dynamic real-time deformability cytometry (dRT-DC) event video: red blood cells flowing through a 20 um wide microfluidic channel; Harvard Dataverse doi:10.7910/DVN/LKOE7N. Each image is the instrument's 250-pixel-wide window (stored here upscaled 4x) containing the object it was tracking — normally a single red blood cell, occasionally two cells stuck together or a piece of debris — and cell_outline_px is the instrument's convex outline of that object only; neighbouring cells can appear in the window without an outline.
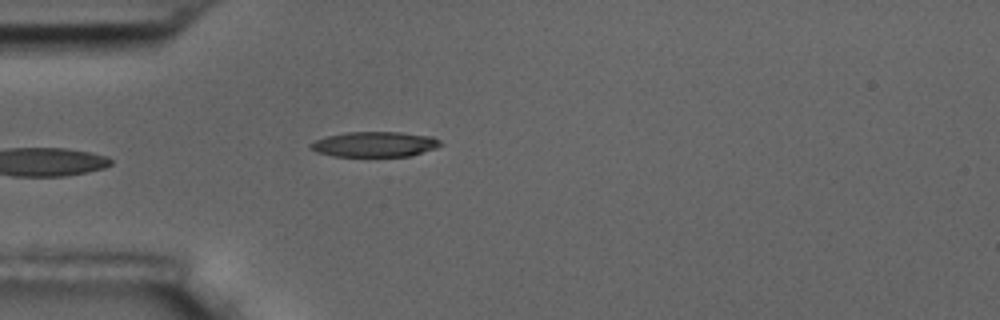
{"species": "common noctule bat (a hibernating species)", "species_latin": "Nyctalus noctula", "temperature_condition": "room temperature", "stored_images_in_passage": 6, "camera_frame_rate_fps": 3000, "um_per_image_px": 0.085, "animal": {"sex": "male", "body_mass_g": 17.5, "forearm_length_mm": 52.3}, "frame": {"image": 1, "passage_image": 6, "time_ms": 5.667, "image_size_px": [1000, 320], "cell_outline_px": [[444, 144], [436, 148], [408, 156], [332, 156], [316, 152], [308, 148], [308, 144], [316, 140], [328, 136], [348, 132], [400, 132], [432, 136], [440, 140]], "centroid_in_image_um": [31.84, 12.26], "position_along_channel_um": 53.2, "area_um2": 19.13}}